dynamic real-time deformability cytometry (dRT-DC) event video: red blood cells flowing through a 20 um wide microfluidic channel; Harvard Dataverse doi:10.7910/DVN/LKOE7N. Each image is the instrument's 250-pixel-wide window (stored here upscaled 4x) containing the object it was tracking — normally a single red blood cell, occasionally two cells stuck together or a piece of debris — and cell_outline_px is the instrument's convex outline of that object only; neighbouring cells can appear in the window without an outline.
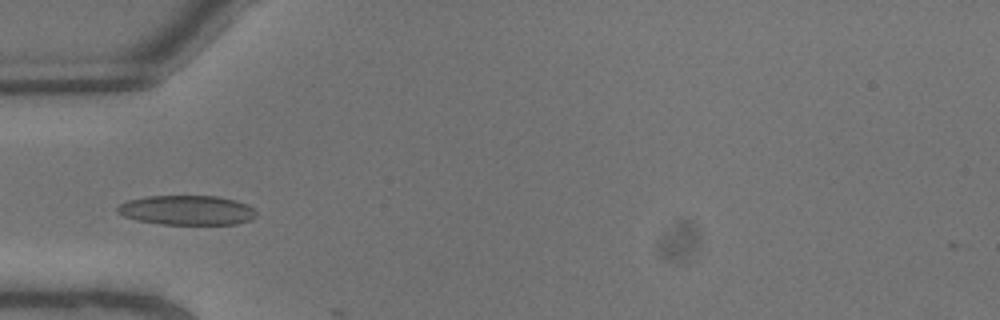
{"species": "common noctule bat (a hibernating species)", "species_latin": "Nyctalus noctula", "temperature_condition": "warm", "stored_images_in_passage": 7, "camera_frame_rate_fps": 3000, "um_per_image_px": 0.085, "animal": {"sex": "male", "body_mass_g": 13.3}, "frame": {"image": 1, "passage_image": 6, "time_ms": 1.667, "image_size_px": [1000, 320], "cell_outline_px": [[256, 216], [248, 220], [236, 224], [160, 224], [136, 220], [124, 216], [116, 212], [116, 208], [120, 204], [128, 200], [148, 196], [216, 196], [236, 200], [252, 208], [256, 212]], "centroid_in_image_um": [15.85, 17.87], "position_along_channel_um": 69.2, "area_um2": 23.81}}
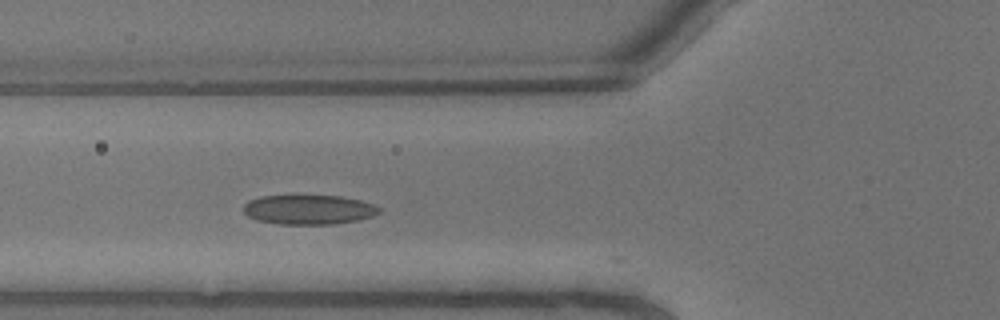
{"frame": {"image": 2, "passage_image": 7, "time_ms": 2.0, "image_size_px": [1000, 320], "cell_outline_px": [[380, 212], [372, 216], [356, 220], [332, 224], [280, 224], [256, 220], [248, 216], [244, 212], [244, 204], [248, 200], [260, 196], [340, 196], [360, 200], [372, 204], [380, 208]], "centroid_in_image_um": [26.21, 17.82], "position_along_channel_um": 99.6, "area_um2": 23.18}}